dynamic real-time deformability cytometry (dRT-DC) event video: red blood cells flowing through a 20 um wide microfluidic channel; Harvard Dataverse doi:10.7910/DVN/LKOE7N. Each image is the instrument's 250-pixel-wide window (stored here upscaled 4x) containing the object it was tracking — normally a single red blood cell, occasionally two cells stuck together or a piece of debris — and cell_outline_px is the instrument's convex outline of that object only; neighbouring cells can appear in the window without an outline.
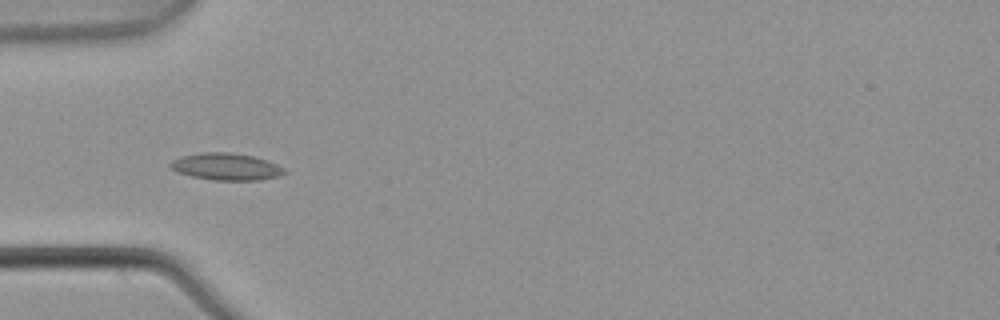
{"species": "common noctule bat (a hibernating species)", "species_latin": "Nyctalus noctula", "temperature_condition": "warm", "stored_images_in_passage": 5, "camera_frame_rate_fps": 3000, "um_per_image_px": 0.085, "animal": {"sex": "male", "body_mass_g": 21.5, "forearm_length_mm": 52.0}, "frame": {"image": 1, "passage_image": 4, "time_ms": 1.0, "image_size_px": [1000, 320], "cell_outline_px": [[288, 172], [280, 176], [260, 180], [212, 180], [192, 176], [176, 172], [168, 164], [172, 160], [184, 156], [200, 152], [228, 152], [252, 156], [276, 164], [284, 168]], "centroid_in_image_um": [19.23, 14.17], "position_along_channel_um": 65.8, "area_um2": 17.86}}
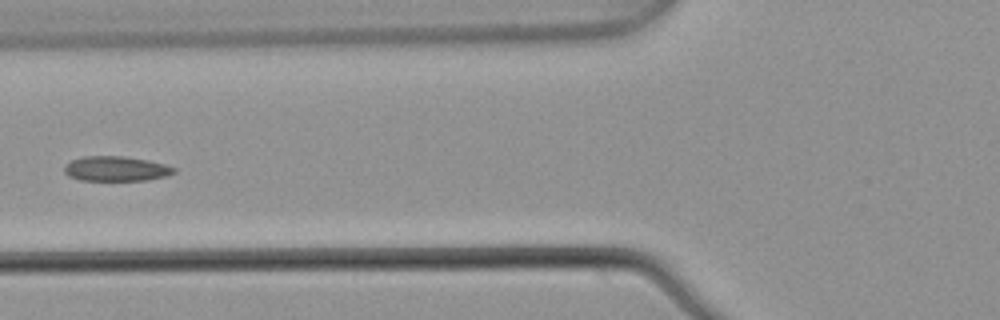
{"frame": {"image": 2, "passage_image": 5, "time_ms": 1.333, "image_size_px": [1000, 320], "cell_outline_px": [[176, 172], [164, 176], [148, 180], [80, 180], [68, 176], [64, 172], [64, 168], [72, 160], [84, 156], [124, 156], [148, 160], [164, 164], [176, 168]], "centroid_in_image_um": [9.87, 14.34], "position_along_channel_um": 115.9, "area_um2": 15.78}}